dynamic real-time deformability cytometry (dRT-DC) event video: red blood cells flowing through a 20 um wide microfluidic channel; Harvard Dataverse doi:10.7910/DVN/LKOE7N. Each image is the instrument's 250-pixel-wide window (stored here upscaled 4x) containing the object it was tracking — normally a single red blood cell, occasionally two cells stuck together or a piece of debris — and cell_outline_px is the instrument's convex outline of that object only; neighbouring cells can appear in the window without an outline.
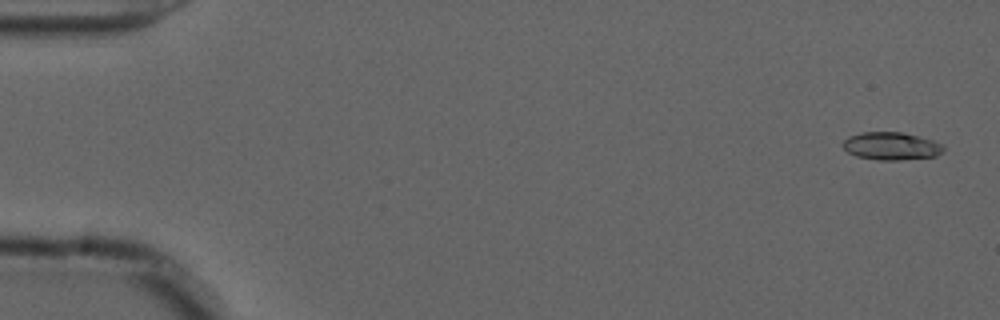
{"species": "common noctule bat (a hibernating species)", "species_latin": "Nyctalus noctula", "temperature_condition": "cold", "stored_images_in_passage": 55, "camera_frame_rate_fps": 3000, "um_per_image_px": 0.085, "animal": {"sex": "male", "forearm_length_mm": 52.5}, "frame": {"image": 1, "passage_image": 2, "time_ms": 0.333, "image_size_px": [1000, 320], "cell_outline_px": [[944, 152], [936, 156], [900, 160], [876, 160], [856, 156], [848, 152], [840, 144], [848, 136], [860, 132], [900, 132], [920, 136], [944, 144]], "centroid_in_image_um": [75.76, 12.41], "position_along_channel_um": 9.2, "area_um2": 16.53}}
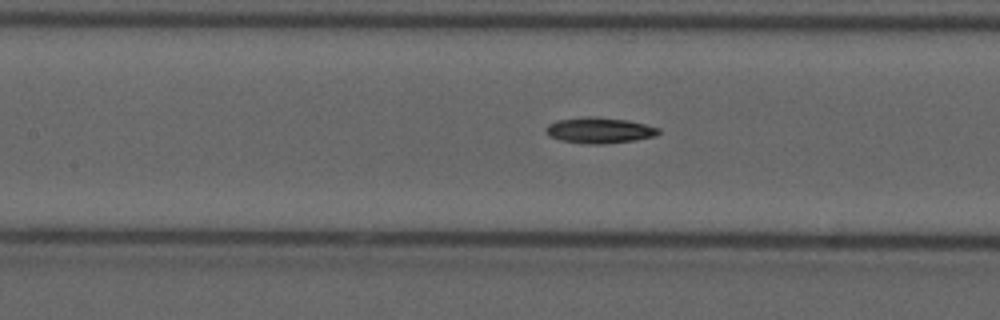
{"frame": {"image": 2, "passage_image": 25, "time_ms": 8.0, "image_size_px": [1000, 320], "cell_outline_px": [[660, 132], [656, 136], [632, 140], [604, 144], [588, 144], [564, 140], [548, 136], [544, 128], [548, 124], [556, 120], [584, 116], [596, 116], [628, 120], [660, 128]], "centroid_in_image_um": [50.93, 11.06], "position_along_channel_um": 156.5, "area_um2": 16.99}}
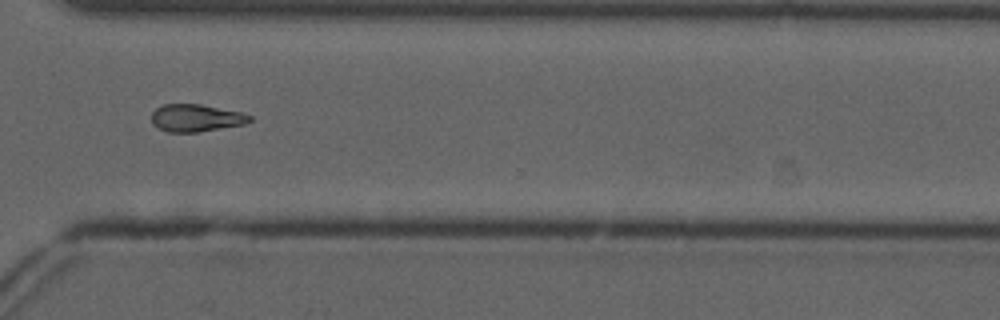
{"frame": {"image": 3, "passage_image": 41, "time_ms": 13.333, "image_size_px": [1000, 320], "cell_outline_px": [[252, 120], [244, 124], [196, 132], [168, 132], [156, 128], [152, 124], [152, 112], [156, 108], [164, 104], [200, 104], [240, 112], [252, 116]], "centroid_in_image_um": [16.62, 10.03], "position_along_channel_um": 354.0, "area_um2": 15.61}, "authors_computed_cell_mechanics": {"area_um2": 16.0684, "velocity_mm_per_s": 3.7106, "shape_relaxation_time_tau1_ms": 8.5935, "shape_relaxation_time_tau2_ms": null, "deformation_change_tau1": 0.1864, "deformation_change_tau2": null}}